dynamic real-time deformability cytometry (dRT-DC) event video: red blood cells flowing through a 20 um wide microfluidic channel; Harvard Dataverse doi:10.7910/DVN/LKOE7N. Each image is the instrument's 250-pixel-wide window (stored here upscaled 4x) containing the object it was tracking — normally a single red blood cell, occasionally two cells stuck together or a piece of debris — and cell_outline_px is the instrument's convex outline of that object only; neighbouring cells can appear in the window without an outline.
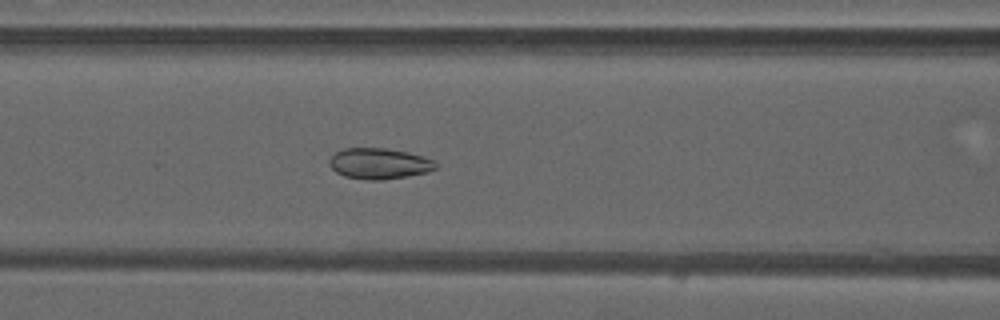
{"species": "common noctule bat (a hibernating species)", "species_latin": "Nyctalus noctula", "temperature_condition": "warm", "stored_images_in_passage": 34, "camera_frame_rate_fps": 3000, "um_per_image_px": 0.085, "animal": {"sex": "male", "forearm_length_mm": 52.5}, "frame": {"image": 1, "passage_image": 6, "time_ms": 1.667, "image_size_px": [1000, 320], "cell_outline_px": [[436, 168], [428, 172], [408, 176], [380, 180], [368, 180], [344, 176], [336, 172], [328, 164], [328, 160], [336, 152], [344, 148], [384, 148], [408, 152], [436, 160]], "centroid_in_image_um": [32.23, 13.9], "position_along_channel_um": 134.4, "area_um2": 19.19}}
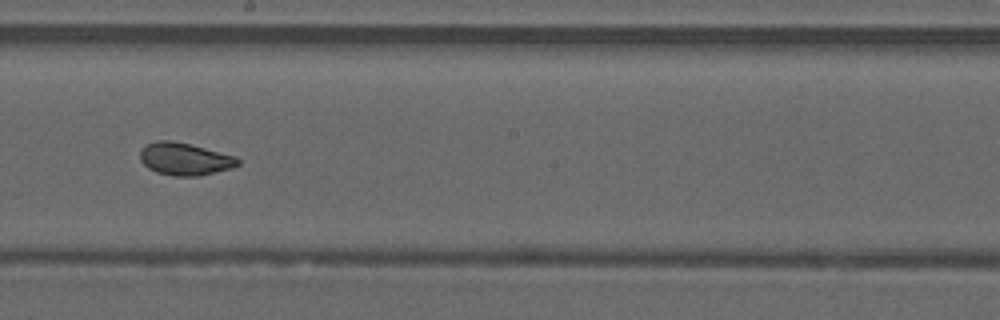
{"frame": {"image": 2, "passage_image": 13, "time_ms": 4.0, "image_size_px": [1000, 320], "cell_outline_px": [[240, 164], [232, 168], [200, 176], [172, 176], [156, 172], [148, 168], [140, 160], [140, 152], [148, 144], [156, 140], [172, 140], [236, 156], [240, 160]], "centroid_in_image_um": [15.72, 13.53], "position_along_channel_um": 232.5, "area_um2": 18.44}}
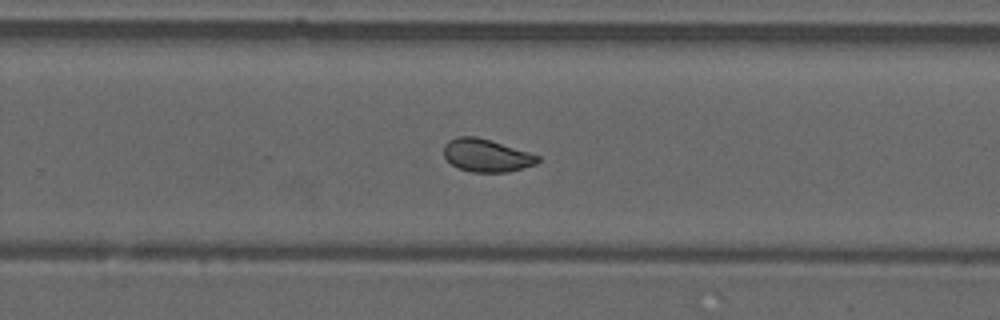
{"frame": {"image": 3, "passage_image": 17, "time_ms": 5.333, "image_size_px": [1000, 320], "cell_outline_px": [[540, 160], [536, 164], [508, 172], [472, 172], [460, 168], [452, 164], [444, 156], [444, 144], [448, 140], [456, 136], [476, 136], [528, 152], [540, 156]], "centroid_in_image_um": [41.33, 13.21], "position_along_channel_um": 288.5, "area_um2": 17.8}, "authors_computed_cell_mechanics": {"area_um2": 18.1203, "velocity_mm_per_s": 4.216, "shape_relaxation_time_tau1_ms": null, "shape_relaxation_time_tau2_ms": 1.0567, "deformation_change_tau1": null, "deformation_change_tau2": 0.0654}}